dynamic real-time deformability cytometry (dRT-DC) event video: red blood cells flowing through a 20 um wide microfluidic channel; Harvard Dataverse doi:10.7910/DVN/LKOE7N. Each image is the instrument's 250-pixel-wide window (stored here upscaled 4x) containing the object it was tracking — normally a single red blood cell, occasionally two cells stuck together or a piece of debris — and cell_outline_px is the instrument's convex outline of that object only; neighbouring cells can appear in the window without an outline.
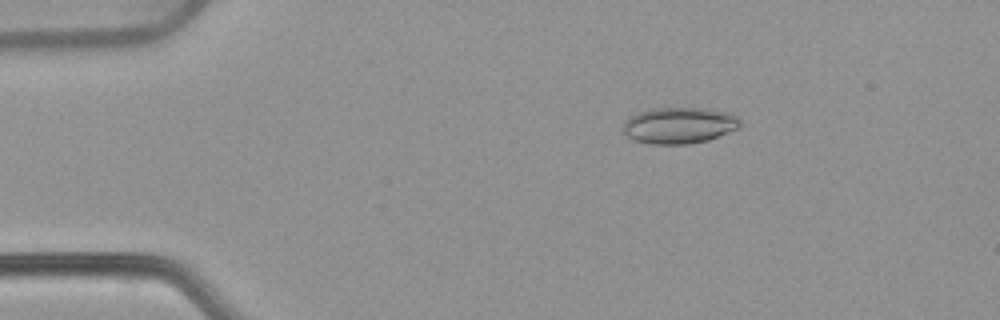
{"species": "common noctule bat (a hibernating species)", "species_latin": "Nyctalus noctula", "temperature_condition": "warm", "stored_images_in_passage": 53, "camera_frame_rate_fps": 3000, "um_per_image_px": 0.085, "animal": {"sex": "female", "body_mass_g": 22.7, "forearm_length_mm": 54.2}, "frame": {"image": 1, "passage_image": 9, "time_ms": 2.667, "image_size_px": [1000, 320], "cell_outline_px": [[740, 124], [736, 128], [728, 132], [708, 140], [688, 144], [652, 144], [636, 140], [628, 136], [624, 132], [624, 120], [628, 116], [636, 112], [652, 108], [704, 108], [728, 112], [736, 116], [740, 120]], "centroid_in_image_um": [57.7, 10.64], "position_along_channel_um": 27.3, "area_um2": 24.68}}
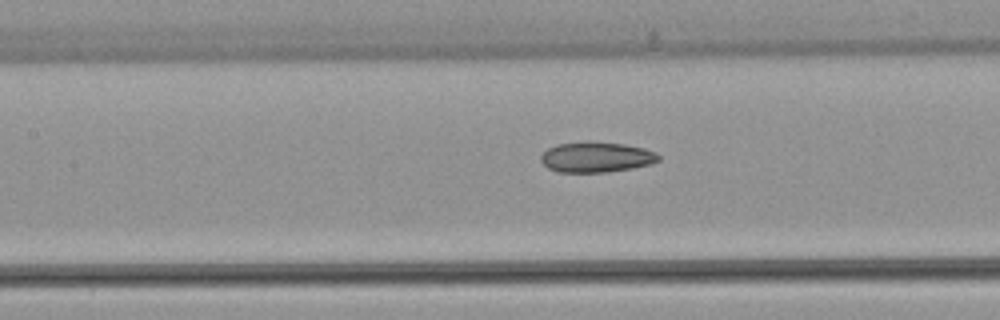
{"frame": {"image": 2, "passage_image": 24, "time_ms": 7.667, "image_size_px": [1000, 320], "cell_outline_px": [[660, 160], [652, 164], [632, 168], [608, 172], [556, 172], [548, 168], [540, 160], [540, 156], [548, 148], [556, 144], [592, 140], [624, 144], [644, 148], [656, 152], [660, 156]], "centroid_in_image_um": [50.69, 13.34], "position_along_channel_um": 156.7, "area_um2": 21.21}}
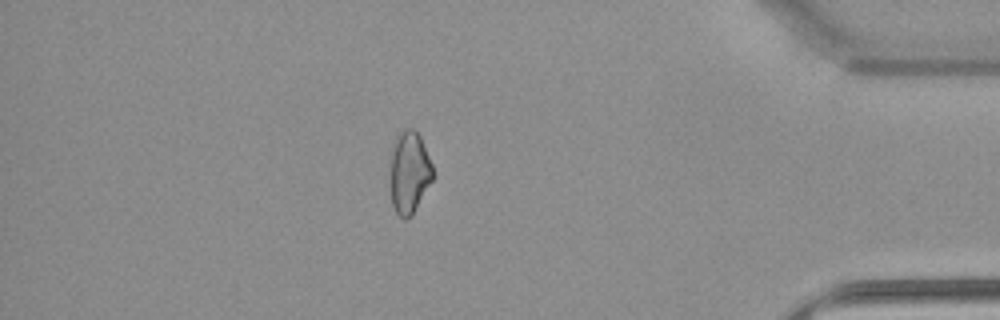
{"frame": {"image": 3, "passage_image": 46, "time_ms": 15.0, "image_size_px": [1000, 320], "cell_outline_px": [[432, 180], [412, 212], [404, 220], [396, 212], [392, 204], [392, 144], [396, 136], [404, 128], [412, 128], [420, 136], [432, 164]], "centroid_in_image_um": [34.79, 14.58], "position_along_channel_um": 400.4, "area_um2": 19.59}, "authors_computed_cell_mechanics": {"area_um2": 21.8484, "velocity_mm_per_s": 3.8577, "shape_relaxation_time_tau1_ms": null, "shape_relaxation_time_tau2_ms": 3.8137, "deformation_change_tau1": null, "deformation_change_tau2": 0.1031}}